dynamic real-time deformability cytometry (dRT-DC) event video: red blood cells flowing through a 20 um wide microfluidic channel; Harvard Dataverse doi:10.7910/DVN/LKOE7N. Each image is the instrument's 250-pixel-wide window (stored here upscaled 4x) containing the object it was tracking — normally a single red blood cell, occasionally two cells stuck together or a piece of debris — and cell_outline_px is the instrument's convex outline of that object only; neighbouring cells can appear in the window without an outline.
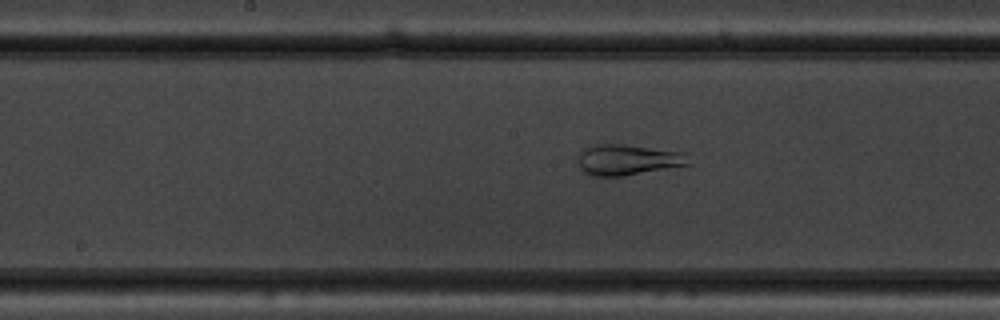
{"species": "common noctule bat (a hibernating species)", "species_latin": "Nyctalus noctula", "temperature_condition": "warm", "stored_images_in_passage": 46, "camera_frame_rate_fps": 3000, "um_per_image_px": 0.085, "animal": {"sex": "male", "body_mass_g": 19.5, "forearm_length_mm": 54.6}, "frame": {"image": 1, "passage_image": 22, "time_ms": 7.0, "image_size_px": [1000, 320], "cell_outline_px": [[688, 164], [624, 176], [592, 176], [584, 172], [580, 168], [580, 152], [584, 148], [592, 144], [624, 144], [684, 152]], "centroid_in_image_um": [53.3, 13.57], "position_along_channel_um": 194.9, "area_um2": 19.48}}
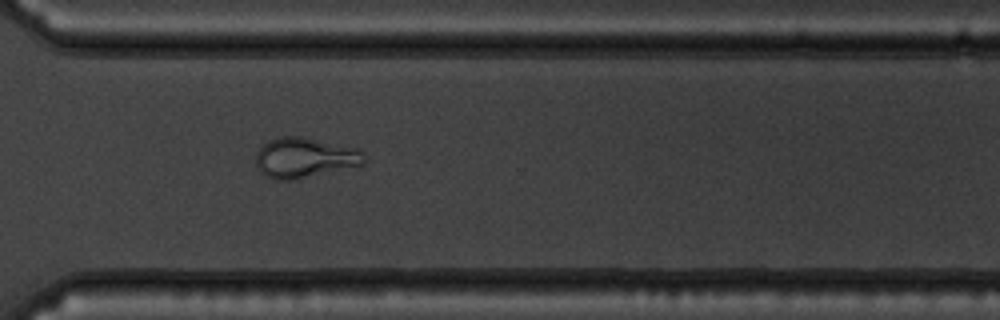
{"frame": {"image": 2, "passage_image": 34, "time_ms": 11.0, "image_size_px": [1000, 320], "cell_outline_px": [[364, 164], [292, 180], [272, 180], [264, 176], [256, 168], [256, 152], [268, 140], [280, 136], [304, 136], [360, 148], [364, 152]], "centroid_in_image_um": [25.87, 13.39], "position_along_channel_um": 344.7, "area_um2": 25.72}}
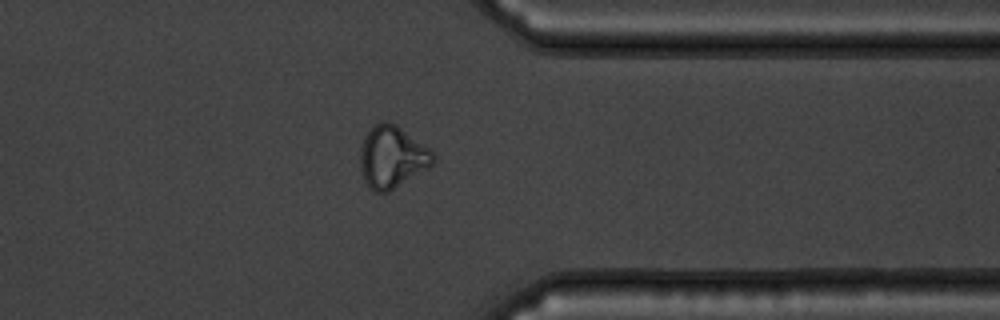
{"frame": {"image": 3, "passage_image": 37, "time_ms": 12.0, "image_size_px": [1000, 320], "cell_outline_px": [[436, 160], [428, 168], [388, 192], [376, 192], [368, 188], [364, 180], [360, 168], [360, 148], [364, 136], [380, 120], [388, 120], [396, 124], [428, 148], [436, 156]], "centroid_in_image_um": [33.3, 13.34], "position_along_channel_um": 378.1, "area_um2": 26.36}}